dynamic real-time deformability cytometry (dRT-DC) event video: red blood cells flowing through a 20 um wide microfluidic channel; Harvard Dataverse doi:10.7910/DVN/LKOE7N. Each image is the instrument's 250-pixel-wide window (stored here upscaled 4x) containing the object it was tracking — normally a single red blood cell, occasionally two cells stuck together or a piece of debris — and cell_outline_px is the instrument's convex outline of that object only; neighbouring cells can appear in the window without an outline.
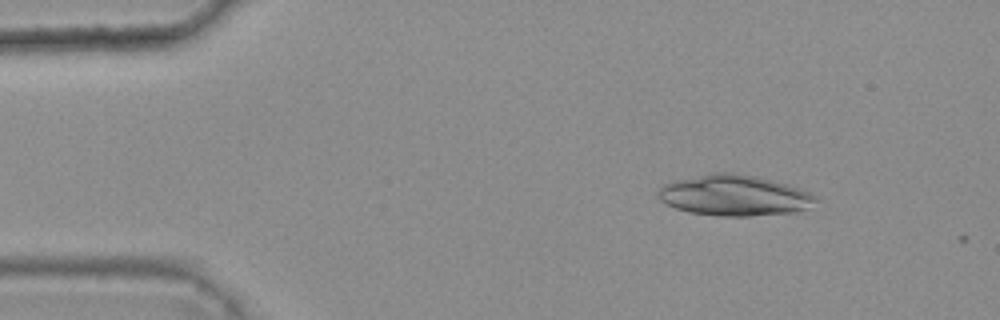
{"species": "common noctule bat (a hibernating species)", "species_latin": "Nyctalus noctula", "temperature_condition": "warm", "stored_images_in_passage": 3, "camera_frame_rate_fps": 3000, "um_per_image_px": 0.085, "animal": {"sex": "female", "body_mass_g": 25.1}, "frame": {"image": 1, "passage_image": 2, "time_ms": 0.333, "image_size_px": [1000, 320], "cell_outline_px": [[816, 200], [808, 208], [796, 212], [752, 216], [720, 216], [688, 212], [676, 208], [660, 200], [656, 196], [656, 192], [664, 184], [676, 180], [712, 172], [732, 172], [756, 176], [788, 184], [800, 188], [808, 192]], "centroid_in_image_um": [62.38, 16.61], "position_along_channel_um": 22.6, "area_um2": 37.45}}